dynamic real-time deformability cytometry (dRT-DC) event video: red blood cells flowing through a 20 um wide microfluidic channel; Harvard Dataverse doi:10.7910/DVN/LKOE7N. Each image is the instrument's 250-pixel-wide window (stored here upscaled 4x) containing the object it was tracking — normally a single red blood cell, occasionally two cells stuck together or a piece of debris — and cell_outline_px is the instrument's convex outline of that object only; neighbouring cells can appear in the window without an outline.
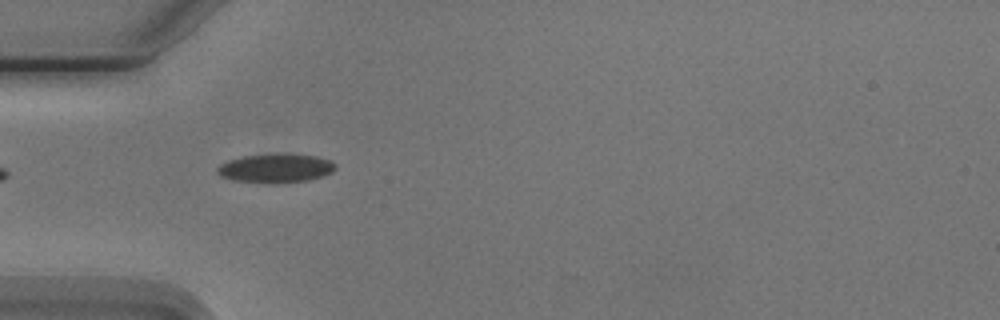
{"species": "Egyptian fruit bat (a non-hibernating species)", "species_latin": "Rousettus aegyptiacus", "temperature_condition": "cold", "stored_images_in_passage": 11, "camera_frame_rate_fps": 3000, "um_per_image_px": 0.085, "animal": {"sex": "male"}, "frame": {"image": 1, "passage_image": 1, "time_ms": 0.0, "image_size_px": [1000, 320], "cell_outline_px": [[336, 168], [332, 172], [324, 176], [308, 180], [276, 184], [268, 184], [232, 180], [220, 176], [216, 172], [216, 168], [220, 164], [228, 160], [244, 156], [316, 156], [332, 160], [336, 164]], "centroid_in_image_um": [23.42, 14.35], "position_along_channel_um": 61.6, "area_um2": 19.54}}
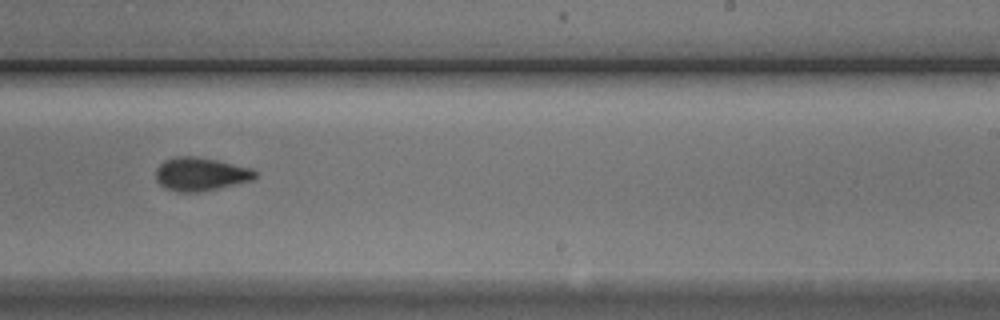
{"frame": {"image": 2, "passage_image": 6, "time_ms": 5.667, "image_size_px": [1000, 320], "cell_outline_px": [[260, 172], [252, 180], [216, 188], [196, 192], [180, 192], [164, 188], [156, 180], [156, 168], [164, 160], [176, 156], [192, 156], [216, 160], [252, 168]], "centroid_in_image_um": [17.04, 14.79], "position_along_channel_um": 272.0, "area_um2": 19.19}}
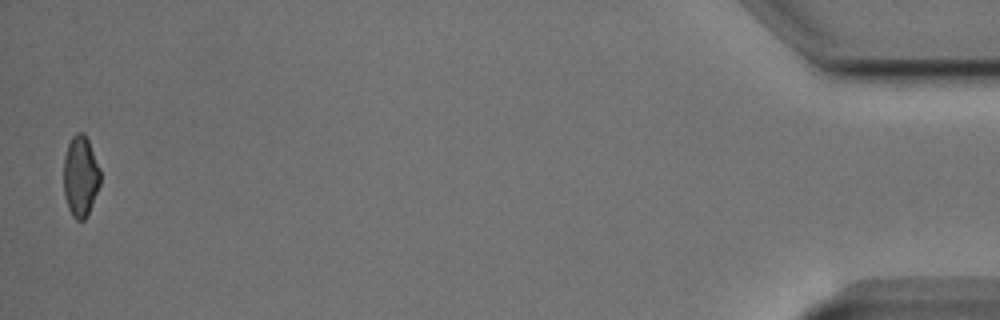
{"frame": {"image": 3, "passage_image": 11, "time_ms": 12.333, "image_size_px": [1000, 320], "cell_outline_px": [[100, 184], [88, 212], [84, 220], [76, 220], [72, 216], [68, 208], [64, 192], [64, 156], [68, 144], [72, 136], [76, 132], [84, 132], [88, 140], [100, 168]], "centroid_in_image_um": [6.84, 14.95], "position_along_channel_um": 428.4, "area_um2": 17.17}, "authors_computed_cell_mechanics": {"area_um2": 18.785, "velocity_mm_per_s": 3.7648, "shape_relaxation_time_tau1_ms": 2.4978, "shape_relaxation_time_tau2_ms": null, "deformation_change_tau1": 0.0875, "deformation_change_tau2": null}}